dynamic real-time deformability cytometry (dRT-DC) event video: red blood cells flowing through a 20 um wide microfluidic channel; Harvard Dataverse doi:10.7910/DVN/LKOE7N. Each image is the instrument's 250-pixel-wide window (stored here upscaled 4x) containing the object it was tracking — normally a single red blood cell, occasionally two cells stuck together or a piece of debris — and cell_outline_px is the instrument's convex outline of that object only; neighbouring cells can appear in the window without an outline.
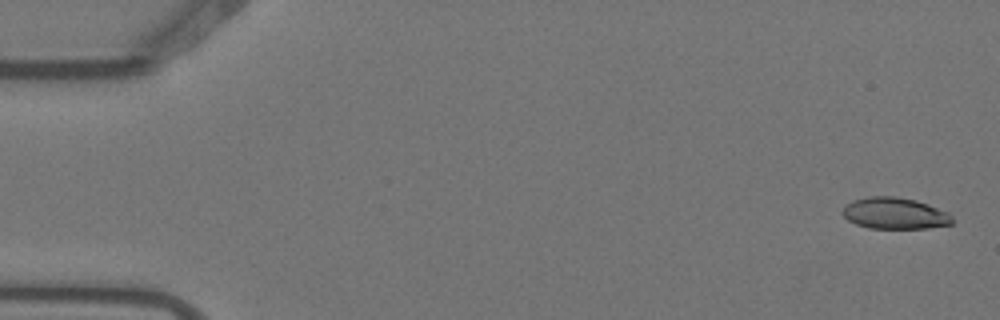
{"species": "Egyptian fruit bat (a non-hibernating species)", "species_latin": "Rousettus aegyptiacus", "temperature_condition": "warm", "stored_images_in_passage": 5, "camera_frame_rate_fps": 3000, "um_per_image_px": 0.085, "animal": {"sex": "female"}, "frame": {"image": 1, "passage_image": 1, "time_ms": 0.0, "image_size_px": [1000, 320], "cell_outline_px": [[952, 224], [928, 228], [868, 228], [856, 224], [848, 220], [840, 212], [852, 200], [868, 196], [896, 196], [916, 200], [928, 204], [948, 212], [952, 216]], "centroid_in_image_um": [76.05, 18.13], "position_along_channel_um": 8.9, "area_um2": 20.17}}
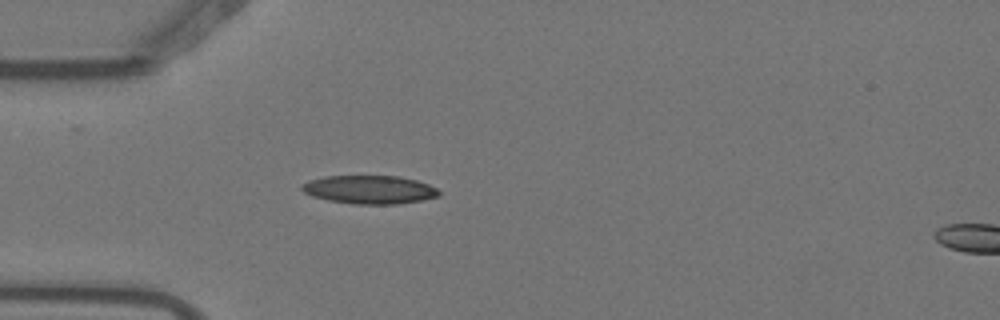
{"frame": {"image": 2, "passage_image": 5, "time_ms": 1.333, "image_size_px": [1000, 320], "cell_outline_px": [[440, 196], [420, 200], [396, 204], [352, 204], [328, 200], [312, 196], [304, 192], [300, 188], [300, 184], [308, 180], [324, 176], [400, 176], [416, 180], [428, 184], [436, 188], [440, 192]], "centroid_in_image_um": [31.37, 16.11], "position_along_channel_um": 53.6, "area_um2": 22.77}}